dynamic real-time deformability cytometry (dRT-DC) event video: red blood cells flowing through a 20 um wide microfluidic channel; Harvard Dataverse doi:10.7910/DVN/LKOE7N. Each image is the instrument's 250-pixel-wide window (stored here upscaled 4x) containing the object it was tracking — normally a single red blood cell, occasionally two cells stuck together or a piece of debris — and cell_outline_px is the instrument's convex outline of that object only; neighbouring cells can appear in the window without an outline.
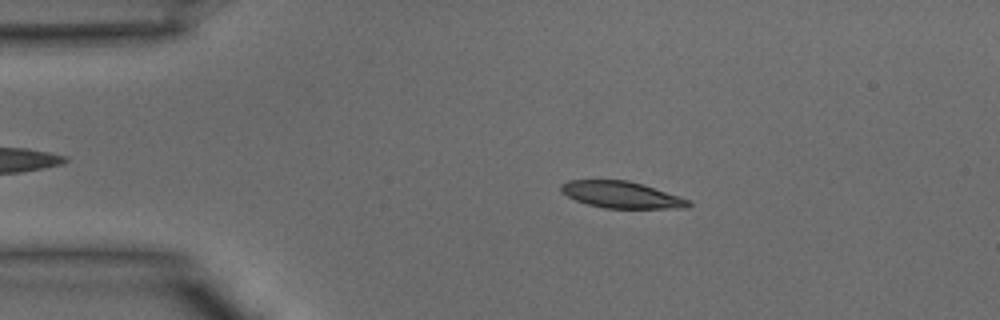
{"species": "common noctule bat (a hibernating species)", "species_latin": "Nyctalus noctula", "temperature_condition": "warm", "stored_images_in_passage": 39, "camera_frame_rate_fps": 3000, "um_per_image_px": 0.085, "animal": {"sex": "male", "body_mass_g": 15.6}, "frame": {"image": 1, "passage_image": 7, "time_ms": 2.0, "image_size_px": [1000, 320], "cell_outline_px": [[692, 204], [688, 208], [604, 208], [588, 204], [576, 200], [560, 192], [560, 184], [568, 180], [628, 180], [644, 184], [692, 200]], "centroid_in_image_um": [52.85, 16.55], "position_along_channel_um": 32.1, "area_um2": 20.0}}
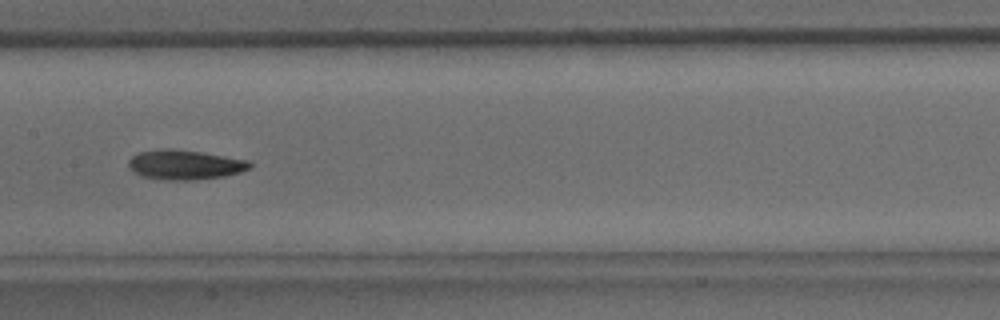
{"frame": {"image": 2, "passage_image": 19, "time_ms": 6.0, "image_size_px": [1000, 320], "cell_outline_px": [[252, 164], [248, 168], [240, 172], [224, 176], [188, 180], [168, 180], [140, 176], [128, 168], [128, 160], [132, 156], [140, 152], [164, 148], [172, 148], [200, 152], [248, 160]], "centroid_in_image_um": [15.66, 14.0], "position_along_channel_um": 191.7, "area_um2": 20.81}}
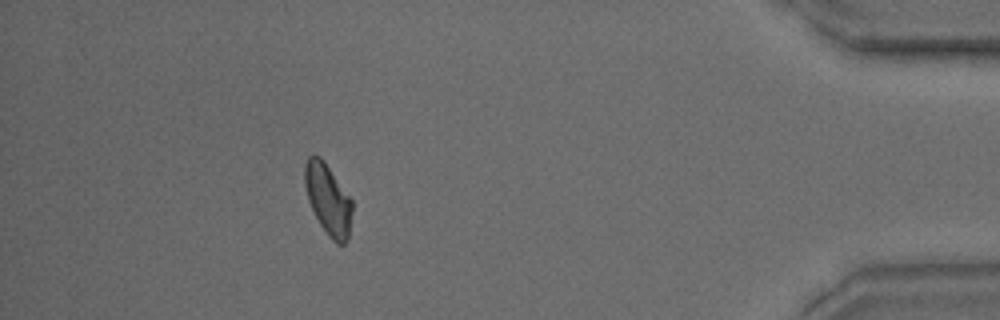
{"frame": {"image": 3, "passage_image": 35, "time_ms": 11.333, "image_size_px": [1000, 320], "cell_outline_px": [[352, 212], [348, 240], [344, 244], [336, 244], [328, 236], [320, 224], [308, 200], [304, 184], [304, 164], [308, 156], [312, 152], [320, 156], [324, 160], [352, 200]], "centroid_in_image_um": [27.87, 16.91], "position_along_channel_um": 407.3, "area_um2": 19.77}}